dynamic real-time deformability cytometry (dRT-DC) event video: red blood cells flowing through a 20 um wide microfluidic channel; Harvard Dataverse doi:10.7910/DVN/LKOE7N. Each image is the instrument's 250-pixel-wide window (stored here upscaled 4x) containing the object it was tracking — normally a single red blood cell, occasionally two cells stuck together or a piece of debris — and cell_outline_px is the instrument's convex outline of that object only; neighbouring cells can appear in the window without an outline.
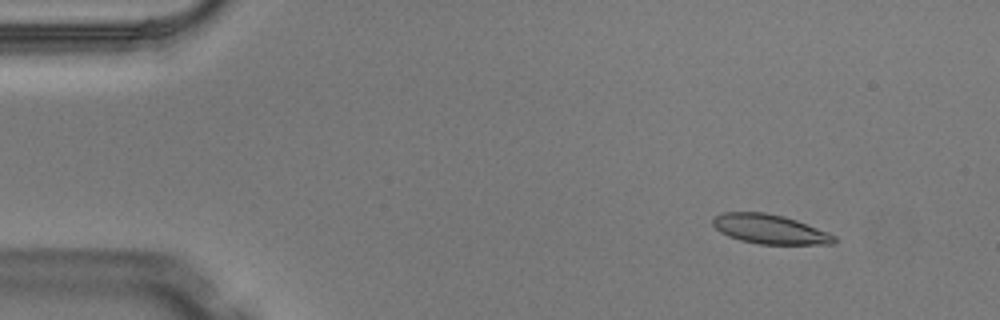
{"species": "Egyptian fruit bat (a non-hibernating species)", "species_latin": "Rousettus aegyptiacus", "temperature_condition": "warm", "stored_images_in_passage": 3, "camera_frame_rate_fps": 3000, "um_per_image_px": 0.085, "animal": {"sex": "male"}, "frame": {"image": 1, "passage_image": 1, "time_ms": 0.0, "image_size_px": [1000, 320], "cell_outline_px": [[836, 240], [832, 244], [760, 244], [740, 240], [728, 236], [720, 232], [712, 224], [712, 220], [716, 216], [724, 212], [764, 212], [784, 216], [796, 220], [836, 236]], "centroid_in_image_um": [65.4, 19.48], "position_along_channel_um": 19.6, "area_um2": 20.58}}